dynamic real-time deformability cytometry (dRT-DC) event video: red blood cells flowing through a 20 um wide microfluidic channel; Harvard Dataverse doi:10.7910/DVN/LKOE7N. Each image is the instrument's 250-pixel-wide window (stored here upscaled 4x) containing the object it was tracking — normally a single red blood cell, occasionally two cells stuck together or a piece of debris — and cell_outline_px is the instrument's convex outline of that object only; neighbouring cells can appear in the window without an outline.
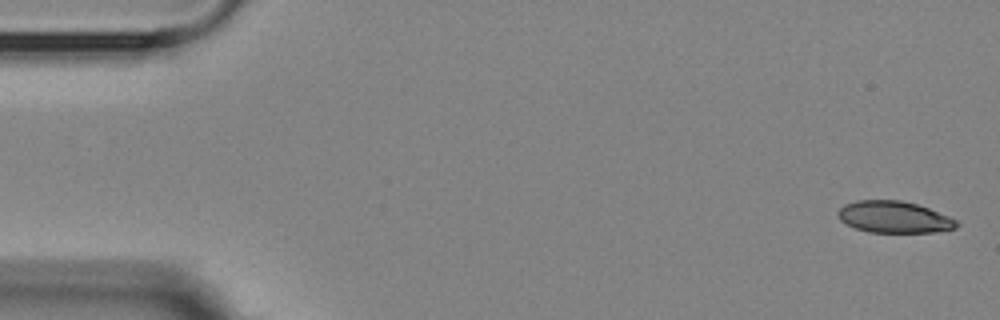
{"species": "Egyptian fruit bat (a non-hibernating species)", "species_latin": "Rousettus aegyptiacus", "temperature_condition": "room temperature", "stored_images_in_passage": 6, "camera_frame_rate_fps": 3000, "um_per_image_px": 0.085, "animal": {"sex": "female"}, "frame": {"image": 1, "passage_image": 1, "time_ms": 0.0, "image_size_px": [1000, 320], "cell_outline_px": [[960, 224], [956, 228], [932, 232], [868, 232], [856, 228], [840, 220], [836, 212], [844, 204], [856, 200], [900, 200], [916, 204], [928, 208], [948, 216], [956, 220]], "centroid_in_image_um": [75.97, 18.44], "position_along_channel_um": 9.0, "area_um2": 21.79}}
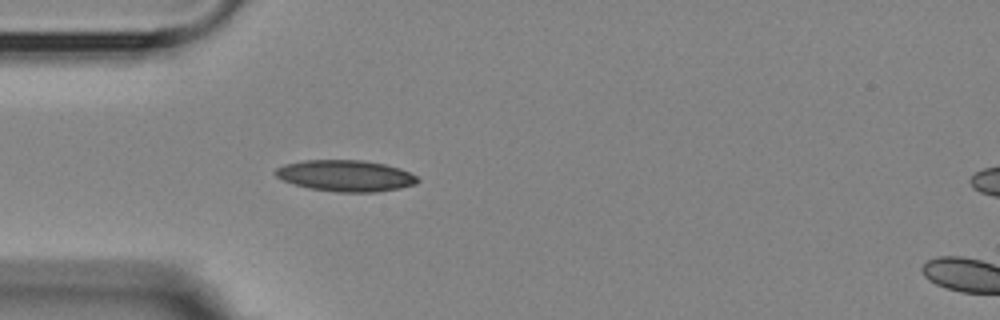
{"frame": {"image": 2, "passage_image": 5, "time_ms": 4.667, "image_size_px": [1000, 320], "cell_outline_px": [[420, 180], [416, 184], [400, 188], [372, 192], [336, 192], [308, 188], [284, 180], [276, 176], [276, 168], [284, 164], [304, 160], [364, 160], [384, 164], [400, 168], [416, 176]], "centroid_in_image_um": [29.39, 14.93], "position_along_channel_um": 55.6, "area_um2": 25.78}}